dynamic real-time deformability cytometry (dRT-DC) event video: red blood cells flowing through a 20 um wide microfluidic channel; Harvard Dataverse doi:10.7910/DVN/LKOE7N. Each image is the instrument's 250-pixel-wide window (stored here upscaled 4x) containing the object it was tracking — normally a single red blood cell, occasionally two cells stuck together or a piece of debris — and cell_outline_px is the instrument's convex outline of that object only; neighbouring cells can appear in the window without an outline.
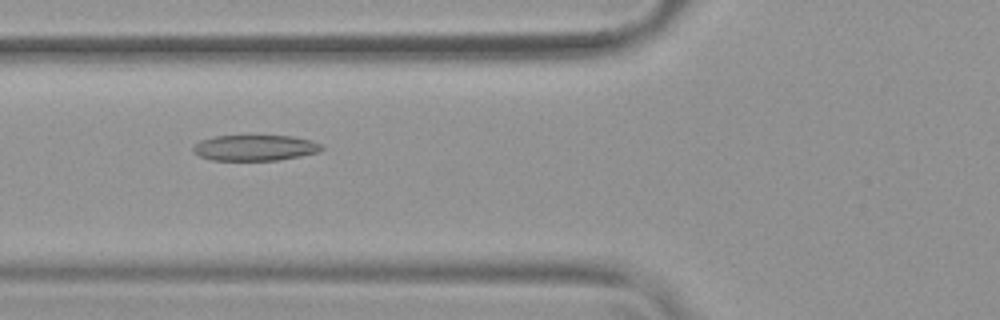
{"species": "common noctule bat (a hibernating species)", "species_latin": "Nyctalus noctula", "temperature_condition": "warm", "stored_images_in_passage": 54, "camera_frame_rate_fps": 3000, "um_per_image_px": 0.085, "animal": {"sex": "female", "body_mass_g": 19.9}, "frame": {"image": 1, "passage_image": 21, "time_ms": 6.667, "image_size_px": [1000, 320], "cell_outline_px": [[324, 148], [320, 152], [300, 156], [276, 160], [212, 160], [200, 156], [192, 152], [192, 148], [200, 140], [216, 136], [292, 136], [312, 140], [324, 144]], "centroid_in_image_um": [21.71, 12.56], "position_along_channel_um": 104.1, "area_um2": 19.36}}
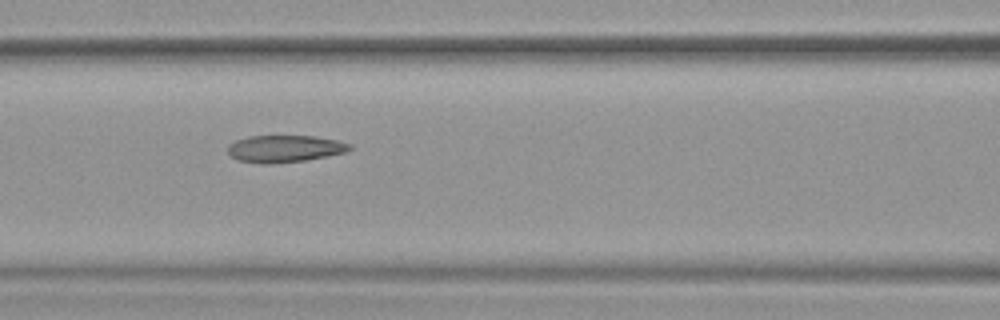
{"frame": {"image": 2, "passage_image": 24, "time_ms": 7.667, "image_size_px": [1000, 320], "cell_outline_px": [[352, 148], [348, 152], [328, 156], [304, 160], [272, 164], [260, 164], [236, 160], [228, 152], [228, 144], [236, 140], [248, 136], [316, 136], [340, 140], [352, 144]], "centroid_in_image_um": [24.23, 12.64], "position_along_channel_um": 142.4, "area_um2": 19.54}}
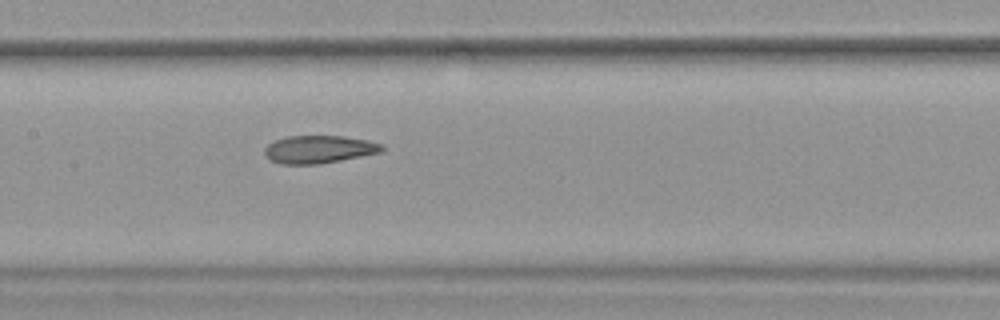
{"frame": {"image": 3, "passage_image": 27, "time_ms": 8.667, "image_size_px": [1000, 320], "cell_outline_px": [[384, 148], [380, 152], [320, 164], [280, 164], [264, 156], [264, 148], [268, 144], [276, 140], [288, 136], [344, 136], [368, 140], [384, 144]], "centroid_in_image_um": [27.1, 12.69], "position_along_channel_um": 180.3, "area_um2": 18.96}, "authors_computed_cell_mechanics": {"area_um2": 21.2415, "velocity_mm_per_s": 3.806, "shape_relaxation_time_tau1_ms": null, "shape_relaxation_time_tau2_ms": 1.2141, "deformation_change_tau1": null, "deformation_change_tau2": 0.0782}}